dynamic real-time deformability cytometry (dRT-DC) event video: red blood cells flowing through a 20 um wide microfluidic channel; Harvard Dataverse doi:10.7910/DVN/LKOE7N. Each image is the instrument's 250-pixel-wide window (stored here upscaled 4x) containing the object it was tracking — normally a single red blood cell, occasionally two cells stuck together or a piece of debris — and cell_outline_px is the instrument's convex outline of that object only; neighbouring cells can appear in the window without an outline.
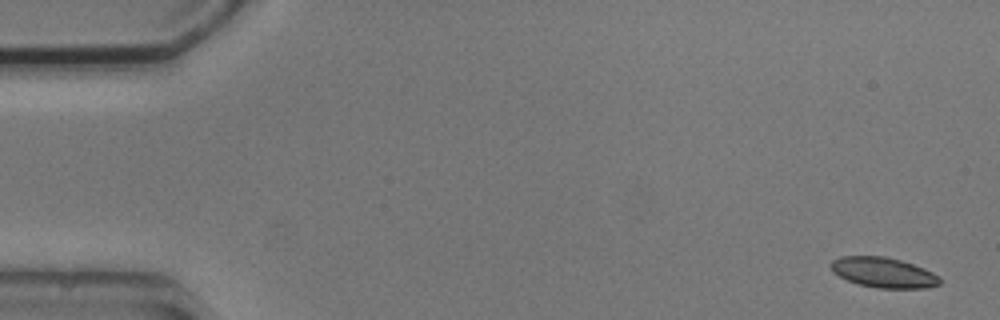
{"species": "common noctule bat (a hibernating species)", "species_latin": "Nyctalus noctula", "temperature_condition": "cold", "stored_images_in_passage": 5, "camera_frame_rate_fps": 3000, "um_per_image_px": 0.085, "animal": {"sex": "male", "body_mass_g": 20.5, "forearm_length_mm": 52.5}, "frame": {"image": 1, "passage_image": 1, "time_ms": 0.0, "image_size_px": [1000, 320], "cell_outline_px": [[940, 284], [928, 288], [876, 288], [860, 284], [848, 280], [832, 272], [828, 264], [832, 260], [840, 256], [884, 256], [900, 260], [924, 268], [940, 276]], "centroid_in_image_um": [75.08, 23.16], "position_along_channel_um": 9.9, "area_um2": 19.25}}
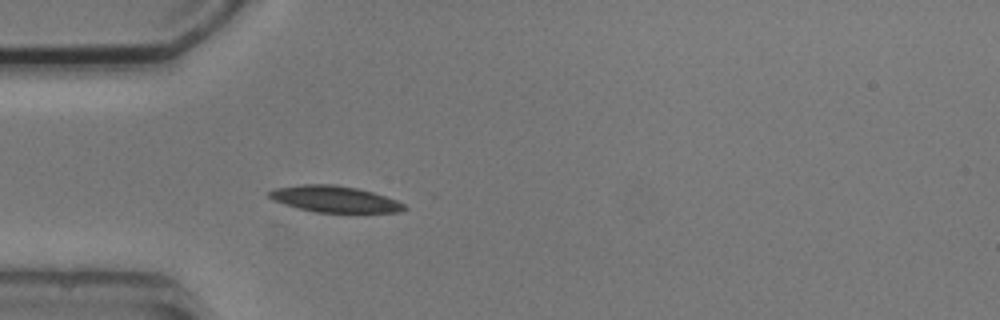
{"frame": {"image": 2, "passage_image": 5, "time_ms": 4.667, "image_size_px": [1000, 320], "cell_outline_px": [[408, 208], [400, 212], [316, 212], [296, 208], [272, 200], [268, 196], [268, 192], [276, 188], [304, 184], [336, 184], [356, 188], [372, 192], [396, 200], [404, 204]], "centroid_in_image_um": [28.42, 16.92], "position_along_channel_um": 56.6, "area_um2": 20.63}}